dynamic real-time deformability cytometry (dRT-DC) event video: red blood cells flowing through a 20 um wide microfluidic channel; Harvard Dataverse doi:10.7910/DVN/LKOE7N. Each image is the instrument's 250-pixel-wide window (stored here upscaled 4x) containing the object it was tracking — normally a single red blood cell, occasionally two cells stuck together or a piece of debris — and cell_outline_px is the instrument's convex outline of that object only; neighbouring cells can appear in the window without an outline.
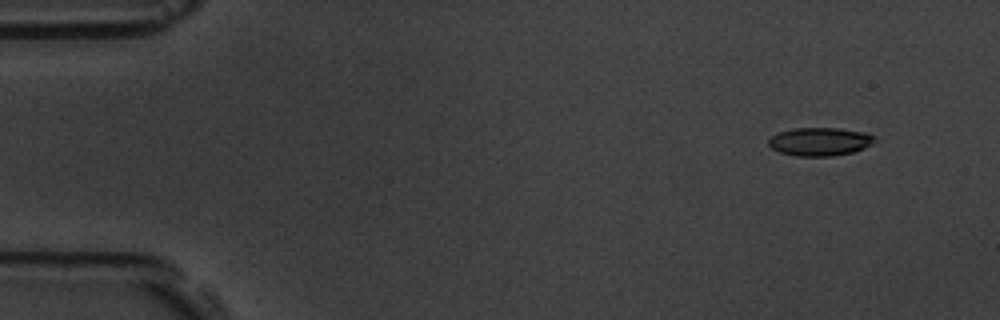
{"species": "common noctule bat (a hibernating species)", "species_latin": "Nyctalus noctula", "temperature_condition": "room temperature", "stored_images_in_passage": 9, "camera_frame_rate_fps": 3000, "um_per_image_px": 0.085, "animal": {"sex": "male", "body_mass_g": 19.5, "forearm_length_mm": 54.6}, "frame": {"image": 1, "passage_image": 1, "time_ms": 0.0, "image_size_px": [1000, 320], "cell_outline_px": [[876, 140], [872, 144], [864, 148], [852, 152], [832, 156], [796, 156], [780, 152], [772, 148], [768, 144], [768, 140], [772, 136], [780, 132], [792, 128], [840, 128], [864, 132], [876, 136]], "centroid_in_image_um": [69.71, 12.03], "position_along_channel_um": 15.3, "area_um2": 17.51}}
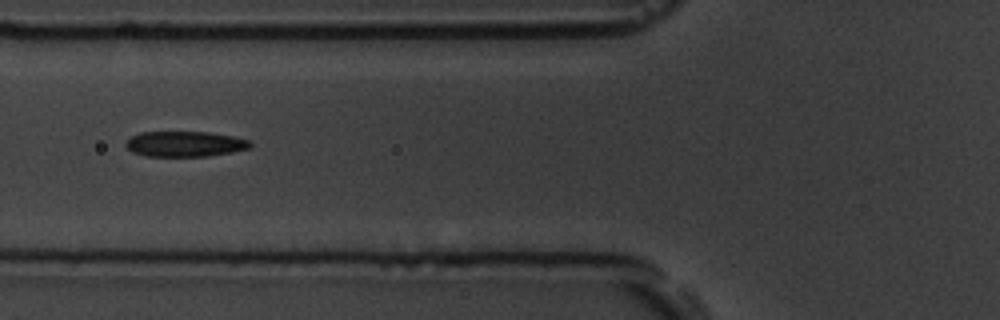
{"frame": {"image": 2, "passage_image": 6, "time_ms": 1.667, "image_size_px": [1000, 320], "cell_outline_px": [[252, 148], [232, 152], [208, 156], [148, 156], [132, 152], [124, 144], [132, 136], [140, 132], [208, 132], [232, 136], [248, 140], [252, 144]], "centroid_in_image_um": [15.73, 12.24], "position_along_channel_um": 110.1, "area_um2": 18.38}}
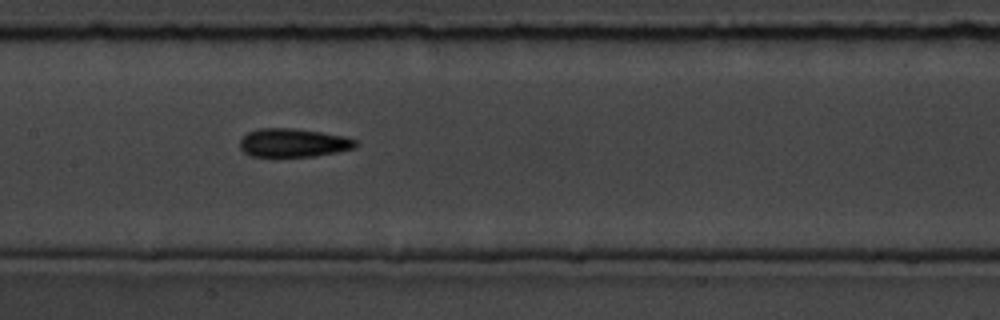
{"frame": {"image": 3, "passage_image": 8, "time_ms": 2.333, "image_size_px": [1000, 320], "cell_outline_px": [[360, 144], [356, 148], [336, 152], [312, 156], [248, 156], [240, 148], [240, 140], [248, 132], [260, 128], [292, 128], [320, 132], [344, 136], [356, 140]], "centroid_in_image_um": [24.94, 12.13], "position_along_channel_um": 182.5, "area_um2": 19.19}}